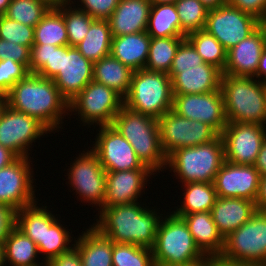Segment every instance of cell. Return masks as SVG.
Wrapping results in <instances>:
<instances>
[{"mask_svg":"<svg viewBox=\"0 0 266 266\" xmlns=\"http://www.w3.org/2000/svg\"><path fill=\"white\" fill-rule=\"evenodd\" d=\"M99 220L91 226L114 243L134 244L152 249L163 215L139 202L101 207Z\"/></svg>","mask_w":266,"mask_h":266,"instance_id":"obj_1","label":"cell"},{"mask_svg":"<svg viewBox=\"0 0 266 266\" xmlns=\"http://www.w3.org/2000/svg\"><path fill=\"white\" fill-rule=\"evenodd\" d=\"M6 98L9 107L35 117L51 132L61 128L59 125L64 123L62 119L69 110V102L54 81L35 73L16 82Z\"/></svg>","mask_w":266,"mask_h":266,"instance_id":"obj_2","label":"cell"},{"mask_svg":"<svg viewBox=\"0 0 266 266\" xmlns=\"http://www.w3.org/2000/svg\"><path fill=\"white\" fill-rule=\"evenodd\" d=\"M111 125L130 143L144 166L156 173L166 169L157 119L123 105Z\"/></svg>","mask_w":266,"mask_h":266,"instance_id":"obj_3","label":"cell"},{"mask_svg":"<svg viewBox=\"0 0 266 266\" xmlns=\"http://www.w3.org/2000/svg\"><path fill=\"white\" fill-rule=\"evenodd\" d=\"M220 89L229 123L266 125V83L222 74Z\"/></svg>","mask_w":266,"mask_h":266,"instance_id":"obj_4","label":"cell"},{"mask_svg":"<svg viewBox=\"0 0 266 266\" xmlns=\"http://www.w3.org/2000/svg\"><path fill=\"white\" fill-rule=\"evenodd\" d=\"M164 218L152 248L155 266H187L204 260L206 256L195 244L184 219L172 212Z\"/></svg>","mask_w":266,"mask_h":266,"instance_id":"obj_5","label":"cell"},{"mask_svg":"<svg viewBox=\"0 0 266 266\" xmlns=\"http://www.w3.org/2000/svg\"><path fill=\"white\" fill-rule=\"evenodd\" d=\"M224 161V144L218 135L208 143L174 150L167 156L166 168H171L182 184L213 183Z\"/></svg>","mask_w":266,"mask_h":266,"instance_id":"obj_6","label":"cell"},{"mask_svg":"<svg viewBox=\"0 0 266 266\" xmlns=\"http://www.w3.org/2000/svg\"><path fill=\"white\" fill-rule=\"evenodd\" d=\"M173 97L172 80L167 73L143 68L134 71L124 105L158 120L172 110Z\"/></svg>","mask_w":266,"mask_h":266,"instance_id":"obj_7","label":"cell"},{"mask_svg":"<svg viewBox=\"0 0 266 266\" xmlns=\"http://www.w3.org/2000/svg\"><path fill=\"white\" fill-rule=\"evenodd\" d=\"M232 263L266 266V212L256 213L224 238L219 256Z\"/></svg>","mask_w":266,"mask_h":266,"instance_id":"obj_8","label":"cell"},{"mask_svg":"<svg viewBox=\"0 0 266 266\" xmlns=\"http://www.w3.org/2000/svg\"><path fill=\"white\" fill-rule=\"evenodd\" d=\"M124 99L111 88L91 81L73 100L69 111L79 115L83 125H111Z\"/></svg>","mask_w":266,"mask_h":266,"instance_id":"obj_9","label":"cell"},{"mask_svg":"<svg viewBox=\"0 0 266 266\" xmlns=\"http://www.w3.org/2000/svg\"><path fill=\"white\" fill-rule=\"evenodd\" d=\"M160 142L166 156L176 149L214 140L219 134L208 124L191 120L170 110L158 119Z\"/></svg>","mask_w":266,"mask_h":266,"instance_id":"obj_10","label":"cell"},{"mask_svg":"<svg viewBox=\"0 0 266 266\" xmlns=\"http://www.w3.org/2000/svg\"><path fill=\"white\" fill-rule=\"evenodd\" d=\"M262 24L263 22L252 14L224 4L208 11L204 29L228 51L253 34Z\"/></svg>","mask_w":266,"mask_h":266,"instance_id":"obj_11","label":"cell"},{"mask_svg":"<svg viewBox=\"0 0 266 266\" xmlns=\"http://www.w3.org/2000/svg\"><path fill=\"white\" fill-rule=\"evenodd\" d=\"M49 132L51 131L35 117L8 105L0 119V145L17 157H29L32 143Z\"/></svg>","mask_w":266,"mask_h":266,"instance_id":"obj_12","label":"cell"},{"mask_svg":"<svg viewBox=\"0 0 266 266\" xmlns=\"http://www.w3.org/2000/svg\"><path fill=\"white\" fill-rule=\"evenodd\" d=\"M75 161V162H74ZM68 169L70 187L82 201L103 206L106 189V171L98 156L90 149L79 154Z\"/></svg>","mask_w":266,"mask_h":266,"instance_id":"obj_13","label":"cell"},{"mask_svg":"<svg viewBox=\"0 0 266 266\" xmlns=\"http://www.w3.org/2000/svg\"><path fill=\"white\" fill-rule=\"evenodd\" d=\"M172 111L211 126L219 135L228 124L221 90L201 94H173Z\"/></svg>","mask_w":266,"mask_h":266,"instance_id":"obj_14","label":"cell"},{"mask_svg":"<svg viewBox=\"0 0 266 266\" xmlns=\"http://www.w3.org/2000/svg\"><path fill=\"white\" fill-rule=\"evenodd\" d=\"M220 135L226 161L239 165H253L263 144L266 126L228 122Z\"/></svg>","mask_w":266,"mask_h":266,"instance_id":"obj_15","label":"cell"},{"mask_svg":"<svg viewBox=\"0 0 266 266\" xmlns=\"http://www.w3.org/2000/svg\"><path fill=\"white\" fill-rule=\"evenodd\" d=\"M92 150L105 171L149 169L135 154L130 143L112 126H99Z\"/></svg>","mask_w":266,"mask_h":266,"instance_id":"obj_16","label":"cell"},{"mask_svg":"<svg viewBox=\"0 0 266 266\" xmlns=\"http://www.w3.org/2000/svg\"><path fill=\"white\" fill-rule=\"evenodd\" d=\"M30 160V157H18L0 169V203L16 211L37 202Z\"/></svg>","mask_w":266,"mask_h":266,"instance_id":"obj_17","label":"cell"},{"mask_svg":"<svg viewBox=\"0 0 266 266\" xmlns=\"http://www.w3.org/2000/svg\"><path fill=\"white\" fill-rule=\"evenodd\" d=\"M260 178L253 165H239L225 160L213 183L217 197L244 198L255 202Z\"/></svg>","mask_w":266,"mask_h":266,"instance_id":"obj_18","label":"cell"},{"mask_svg":"<svg viewBox=\"0 0 266 266\" xmlns=\"http://www.w3.org/2000/svg\"><path fill=\"white\" fill-rule=\"evenodd\" d=\"M52 80L61 95L70 102L93 81V62L85 58L76 46L64 45L61 69Z\"/></svg>","mask_w":266,"mask_h":266,"instance_id":"obj_19","label":"cell"},{"mask_svg":"<svg viewBox=\"0 0 266 266\" xmlns=\"http://www.w3.org/2000/svg\"><path fill=\"white\" fill-rule=\"evenodd\" d=\"M266 47V23L227 51L222 74L254 78L263 49Z\"/></svg>","mask_w":266,"mask_h":266,"instance_id":"obj_20","label":"cell"},{"mask_svg":"<svg viewBox=\"0 0 266 266\" xmlns=\"http://www.w3.org/2000/svg\"><path fill=\"white\" fill-rule=\"evenodd\" d=\"M156 174L150 169L106 171V189L102 207L138 201L148 178Z\"/></svg>","mask_w":266,"mask_h":266,"instance_id":"obj_21","label":"cell"},{"mask_svg":"<svg viewBox=\"0 0 266 266\" xmlns=\"http://www.w3.org/2000/svg\"><path fill=\"white\" fill-rule=\"evenodd\" d=\"M173 94H201L221 90L222 71L203 63L197 67L170 68Z\"/></svg>","mask_w":266,"mask_h":266,"instance_id":"obj_22","label":"cell"},{"mask_svg":"<svg viewBox=\"0 0 266 266\" xmlns=\"http://www.w3.org/2000/svg\"><path fill=\"white\" fill-rule=\"evenodd\" d=\"M152 3L149 0H120L107 19L113 37L147 30Z\"/></svg>","mask_w":266,"mask_h":266,"instance_id":"obj_23","label":"cell"},{"mask_svg":"<svg viewBox=\"0 0 266 266\" xmlns=\"http://www.w3.org/2000/svg\"><path fill=\"white\" fill-rule=\"evenodd\" d=\"M256 203L244 198L217 197L211 215L218 232L226 238L256 213Z\"/></svg>","mask_w":266,"mask_h":266,"instance_id":"obj_24","label":"cell"},{"mask_svg":"<svg viewBox=\"0 0 266 266\" xmlns=\"http://www.w3.org/2000/svg\"><path fill=\"white\" fill-rule=\"evenodd\" d=\"M188 225L194 242L206 257H219L224 248V238L218 232L211 211L192 214H175Z\"/></svg>","mask_w":266,"mask_h":266,"instance_id":"obj_25","label":"cell"},{"mask_svg":"<svg viewBox=\"0 0 266 266\" xmlns=\"http://www.w3.org/2000/svg\"><path fill=\"white\" fill-rule=\"evenodd\" d=\"M150 41L151 36L146 31L113 37L110 55L133 71L143 69L149 55Z\"/></svg>","mask_w":266,"mask_h":266,"instance_id":"obj_26","label":"cell"},{"mask_svg":"<svg viewBox=\"0 0 266 266\" xmlns=\"http://www.w3.org/2000/svg\"><path fill=\"white\" fill-rule=\"evenodd\" d=\"M83 266H113V241L95 227H89L74 241Z\"/></svg>","mask_w":266,"mask_h":266,"instance_id":"obj_27","label":"cell"},{"mask_svg":"<svg viewBox=\"0 0 266 266\" xmlns=\"http://www.w3.org/2000/svg\"><path fill=\"white\" fill-rule=\"evenodd\" d=\"M134 71L111 55L93 62V81L103 84L123 99L127 96Z\"/></svg>","mask_w":266,"mask_h":266,"instance_id":"obj_28","label":"cell"},{"mask_svg":"<svg viewBox=\"0 0 266 266\" xmlns=\"http://www.w3.org/2000/svg\"><path fill=\"white\" fill-rule=\"evenodd\" d=\"M44 207V234L43 242L37 245L38 252L44 253L45 263L57 257L58 255L69 251L74 244L70 246L71 233L59 223L60 219L54 216L51 211ZM57 218V219H56Z\"/></svg>","mask_w":266,"mask_h":266,"instance_id":"obj_29","label":"cell"},{"mask_svg":"<svg viewBox=\"0 0 266 266\" xmlns=\"http://www.w3.org/2000/svg\"><path fill=\"white\" fill-rule=\"evenodd\" d=\"M112 38L108 20L95 19L76 48L85 58L95 62L110 55Z\"/></svg>","mask_w":266,"mask_h":266,"instance_id":"obj_30","label":"cell"},{"mask_svg":"<svg viewBox=\"0 0 266 266\" xmlns=\"http://www.w3.org/2000/svg\"><path fill=\"white\" fill-rule=\"evenodd\" d=\"M38 248L28 236L15 227L4 241L5 264L10 266L40 265ZM39 263V264H38Z\"/></svg>","mask_w":266,"mask_h":266,"instance_id":"obj_31","label":"cell"},{"mask_svg":"<svg viewBox=\"0 0 266 266\" xmlns=\"http://www.w3.org/2000/svg\"><path fill=\"white\" fill-rule=\"evenodd\" d=\"M185 187V189H184ZM184 189L183 205L173 214H192L211 211L217 198L214 183L189 182L182 185Z\"/></svg>","mask_w":266,"mask_h":266,"instance_id":"obj_32","label":"cell"},{"mask_svg":"<svg viewBox=\"0 0 266 266\" xmlns=\"http://www.w3.org/2000/svg\"><path fill=\"white\" fill-rule=\"evenodd\" d=\"M146 32L154 38L185 37L175 4H152Z\"/></svg>","mask_w":266,"mask_h":266,"instance_id":"obj_33","label":"cell"},{"mask_svg":"<svg viewBox=\"0 0 266 266\" xmlns=\"http://www.w3.org/2000/svg\"><path fill=\"white\" fill-rule=\"evenodd\" d=\"M34 44L69 45L63 7L50 9L34 27Z\"/></svg>","mask_w":266,"mask_h":266,"instance_id":"obj_34","label":"cell"},{"mask_svg":"<svg viewBox=\"0 0 266 266\" xmlns=\"http://www.w3.org/2000/svg\"><path fill=\"white\" fill-rule=\"evenodd\" d=\"M62 46L33 44L28 70L44 78L53 79L61 69Z\"/></svg>","mask_w":266,"mask_h":266,"instance_id":"obj_35","label":"cell"},{"mask_svg":"<svg viewBox=\"0 0 266 266\" xmlns=\"http://www.w3.org/2000/svg\"><path fill=\"white\" fill-rule=\"evenodd\" d=\"M186 37H151L145 69L169 74L179 44Z\"/></svg>","mask_w":266,"mask_h":266,"instance_id":"obj_36","label":"cell"},{"mask_svg":"<svg viewBox=\"0 0 266 266\" xmlns=\"http://www.w3.org/2000/svg\"><path fill=\"white\" fill-rule=\"evenodd\" d=\"M205 63L224 71L227 51L222 44L205 29L197 30L186 36Z\"/></svg>","mask_w":266,"mask_h":266,"instance_id":"obj_37","label":"cell"},{"mask_svg":"<svg viewBox=\"0 0 266 266\" xmlns=\"http://www.w3.org/2000/svg\"><path fill=\"white\" fill-rule=\"evenodd\" d=\"M177 9L181 33L186 37L197 30H203L206 26L207 9L199 0H177Z\"/></svg>","mask_w":266,"mask_h":266,"instance_id":"obj_38","label":"cell"},{"mask_svg":"<svg viewBox=\"0 0 266 266\" xmlns=\"http://www.w3.org/2000/svg\"><path fill=\"white\" fill-rule=\"evenodd\" d=\"M35 202L16 212V227L28 236L36 245L43 242L44 206Z\"/></svg>","mask_w":266,"mask_h":266,"instance_id":"obj_39","label":"cell"},{"mask_svg":"<svg viewBox=\"0 0 266 266\" xmlns=\"http://www.w3.org/2000/svg\"><path fill=\"white\" fill-rule=\"evenodd\" d=\"M113 266H155L152 249L127 243H114Z\"/></svg>","mask_w":266,"mask_h":266,"instance_id":"obj_40","label":"cell"},{"mask_svg":"<svg viewBox=\"0 0 266 266\" xmlns=\"http://www.w3.org/2000/svg\"><path fill=\"white\" fill-rule=\"evenodd\" d=\"M49 10L50 8L39 0H11L5 16L35 27Z\"/></svg>","mask_w":266,"mask_h":266,"instance_id":"obj_41","label":"cell"},{"mask_svg":"<svg viewBox=\"0 0 266 266\" xmlns=\"http://www.w3.org/2000/svg\"><path fill=\"white\" fill-rule=\"evenodd\" d=\"M69 5V6H68ZM63 6V17L68 35L69 46H76L88 33L91 23L95 20L85 11L70 6ZM75 7V8H74Z\"/></svg>","mask_w":266,"mask_h":266,"instance_id":"obj_42","label":"cell"},{"mask_svg":"<svg viewBox=\"0 0 266 266\" xmlns=\"http://www.w3.org/2000/svg\"><path fill=\"white\" fill-rule=\"evenodd\" d=\"M0 39L11 41L30 49L34 44V27H30L0 15Z\"/></svg>","mask_w":266,"mask_h":266,"instance_id":"obj_43","label":"cell"},{"mask_svg":"<svg viewBox=\"0 0 266 266\" xmlns=\"http://www.w3.org/2000/svg\"><path fill=\"white\" fill-rule=\"evenodd\" d=\"M28 68L12 59L0 60V94L7 95L14 84L29 74Z\"/></svg>","mask_w":266,"mask_h":266,"instance_id":"obj_44","label":"cell"},{"mask_svg":"<svg viewBox=\"0 0 266 266\" xmlns=\"http://www.w3.org/2000/svg\"><path fill=\"white\" fill-rule=\"evenodd\" d=\"M205 63L192 43L185 38L176 51L171 68L197 67Z\"/></svg>","mask_w":266,"mask_h":266,"instance_id":"obj_45","label":"cell"},{"mask_svg":"<svg viewBox=\"0 0 266 266\" xmlns=\"http://www.w3.org/2000/svg\"><path fill=\"white\" fill-rule=\"evenodd\" d=\"M75 1V0H74ZM81 4L77 7L88 13L94 19L107 20L116 9L120 0H78ZM83 5V6H82Z\"/></svg>","mask_w":266,"mask_h":266,"instance_id":"obj_46","label":"cell"},{"mask_svg":"<svg viewBox=\"0 0 266 266\" xmlns=\"http://www.w3.org/2000/svg\"><path fill=\"white\" fill-rule=\"evenodd\" d=\"M31 49L27 46L0 39V60L12 59L24 64L27 68L30 63Z\"/></svg>","mask_w":266,"mask_h":266,"instance_id":"obj_47","label":"cell"},{"mask_svg":"<svg viewBox=\"0 0 266 266\" xmlns=\"http://www.w3.org/2000/svg\"><path fill=\"white\" fill-rule=\"evenodd\" d=\"M226 4L252 14L263 23H266V0H226Z\"/></svg>","mask_w":266,"mask_h":266,"instance_id":"obj_48","label":"cell"},{"mask_svg":"<svg viewBox=\"0 0 266 266\" xmlns=\"http://www.w3.org/2000/svg\"><path fill=\"white\" fill-rule=\"evenodd\" d=\"M16 210L0 203V244H4L7 236L16 227Z\"/></svg>","mask_w":266,"mask_h":266,"instance_id":"obj_49","label":"cell"},{"mask_svg":"<svg viewBox=\"0 0 266 266\" xmlns=\"http://www.w3.org/2000/svg\"><path fill=\"white\" fill-rule=\"evenodd\" d=\"M46 264L47 266H83L79 251L75 246L49 260Z\"/></svg>","mask_w":266,"mask_h":266,"instance_id":"obj_50","label":"cell"},{"mask_svg":"<svg viewBox=\"0 0 266 266\" xmlns=\"http://www.w3.org/2000/svg\"><path fill=\"white\" fill-rule=\"evenodd\" d=\"M253 166L259 172L260 176L266 175V135L263 139V144Z\"/></svg>","mask_w":266,"mask_h":266,"instance_id":"obj_51","label":"cell"},{"mask_svg":"<svg viewBox=\"0 0 266 266\" xmlns=\"http://www.w3.org/2000/svg\"><path fill=\"white\" fill-rule=\"evenodd\" d=\"M255 203L257 211L266 212V175L260 178L259 192Z\"/></svg>","mask_w":266,"mask_h":266,"instance_id":"obj_52","label":"cell"},{"mask_svg":"<svg viewBox=\"0 0 266 266\" xmlns=\"http://www.w3.org/2000/svg\"><path fill=\"white\" fill-rule=\"evenodd\" d=\"M17 158L12 151L0 145V169L10 165Z\"/></svg>","mask_w":266,"mask_h":266,"instance_id":"obj_53","label":"cell"},{"mask_svg":"<svg viewBox=\"0 0 266 266\" xmlns=\"http://www.w3.org/2000/svg\"><path fill=\"white\" fill-rule=\"evenodd\" d=\"M255 79L258 78V80L261 78V81L266 83V47L263 49L260 60H259V65L256 71Z\"/></svg>","mask_w":266,"mask_h":266,"instance_id":"obj_54","label":"cell"},{"mask_svg":"<svg viewBox=\"0 0 266 266\" xmlns=\"http://www.w3.org/2000/svg\"><path fill=\"white\" fill-rule=\"evenodd\" d=\"M210 266H261L256 264H243L227 262L220 257H210Z\"/></svg>","mask_w":266,"mask_h":266,"instance_id":"obj_55","label":"cell"},{"mask_svg":"<svg viewBox=\"0 0 266 266\" xmlns=\"http://www.w3.org/2000/svg\"><path fill=\"white\" fill-rule=\"evenodd\" d=\"M39 1L46 4L50 9H59L67 4H75L74 1L72 0H39Z\"/></svg>","mask_w":266,"mask_h":266,"instance_id":"obj_56","label":"cell"},{"mask_svg":"<svg viewBox=\"0 0 266 266\" xmlns=\"http://www.w3.org/2000/svg\"><path fill=\"white\" fill-rule=\"evenodd\" d=\"M207 9H217L226 4V0H199Z\"/></svg>","mask_w":266,"mask_h":266,"instance_id":"obj_57","label":"cell"},{"mask_svg":"<svg viewBox=\"0 0 266 266\" xmlns=\"http://www.w3.org/2000/svg\"><path fill=\"white\" fill-rule=\"evenodd\" d=\"M11 0H0V15H5Z\"/></svg>","mask_w":266,"mask_h":266,"instance_id":"obj_58","label":"cell"},{"mask_svg":"<svg viewBox=\"0 0 266 266\" xmlns=\"http://www.w3.org/2000/svg\"><path fill=\"white\" fill-rule=\"evenodd\" d=\"M7 105H8V103H7L6 96L0 94V119H1L3 112L5 111V109L7 107Z\"/></svg>","mask_w":266,"mask_h":266,"instance_id":"obj_59","label":"cell"},{"mask_svg":"<svg viewBox=\"0 0 266 266\" xmlns=\"http://www.w3.org/2000/svg\"><path fill=\"white\" fill-rule=\"evenodd\" d=\"M187 266H210V257H206L204 260Z\"/></svg>","mask_w":266,"mask_h":266,"instance_id":"obj_60","label":"cell"},{"mask_svg":"<svg viewBox=\"0 0 266 266\" xmlns=\"http://www.w3.org/2000/svg\"><path fill=\"white\" fill-rule=\"evenodd\" d=\"M5 264L4 244H0V266Z\"/></svg>","mask_w":266,"mask_h":266,"instance_id":"obj_61","label":"cell"},{"mask_svg":"<svg viewBox=\"0 0 266 266\" xmlns=\"http://www.w3.org/2000/svg\"><path fill=\"white\" fill-rule=\"evenodd\" d=\"M152 4H175L177 0H149Z\"/></svg>","mask_w":266,"mask_h":266,"instance_id":"obj_62","label":"cell"},{"mask_svg":"<svg viewBox=\"0 0 266 266\" xmlns=\"http://www.w3.org/2000/svg\"><path fill=\"white\" fill-rule=\"evenodd\" d=\"M44 264V265H43ZM35 266H47V264L45 262H41L40 265H35Z\"/></svg>","mask_w":266,"mask_h":266,"instance_id":"obj_63","label":"cell"}]
</instances>
